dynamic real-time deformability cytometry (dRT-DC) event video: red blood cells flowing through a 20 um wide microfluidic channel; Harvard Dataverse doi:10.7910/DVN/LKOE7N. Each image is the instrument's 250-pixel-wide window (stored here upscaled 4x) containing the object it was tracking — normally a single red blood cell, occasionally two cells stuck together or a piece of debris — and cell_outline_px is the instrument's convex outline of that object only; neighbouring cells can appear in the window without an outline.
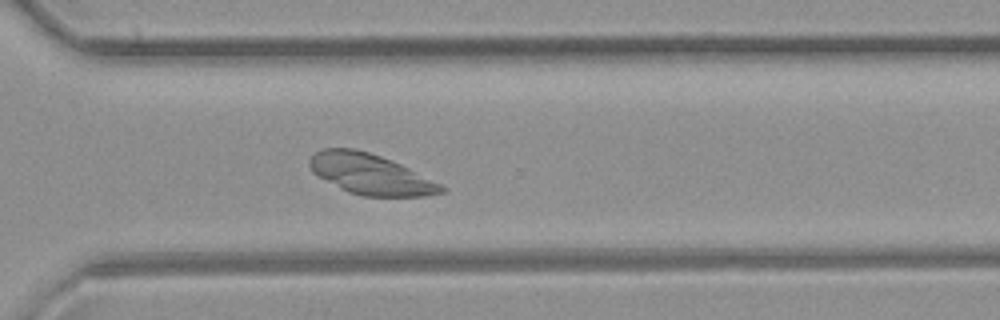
{"species": "common noctule bat (a hibernating species)", "species_latin": "Nyctalus noctula", "temperature_condition": "room temperature", "stored_images_in_passage": 49, "camera_frame_rate_fps": 3000, "um_per_image_px": 0.085, "animal": {"sex": "female", "body_mass_g": 21.9}, "frame": {"image": 1, "passage_image": 35, "time_ms": 11.333, "image_size_px": [1000, 320], "cell_outline_px": [[448, 188], [444, 192], [428, 196], [364, 196], [348, 192], [340, 188], [312, 172], [308, 164], [308, 160], [316, 152], [324, 148], [352, 148], [368, 152], [392, 160]], "centroid_in_image_um": [31.48, 14.81], "position_along_channel_um": 339.1, "area_um2": 30.81}}